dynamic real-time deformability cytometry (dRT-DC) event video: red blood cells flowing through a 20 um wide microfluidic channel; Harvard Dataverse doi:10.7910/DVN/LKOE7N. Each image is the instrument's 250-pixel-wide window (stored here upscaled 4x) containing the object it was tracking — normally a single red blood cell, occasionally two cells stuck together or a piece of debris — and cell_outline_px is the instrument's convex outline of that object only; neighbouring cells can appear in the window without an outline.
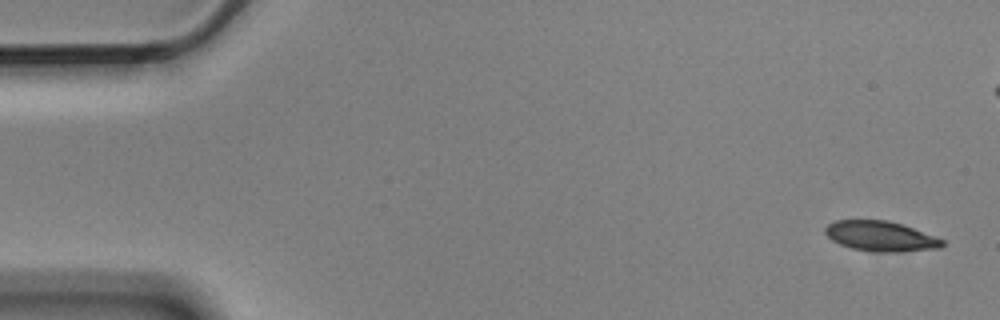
{"species": "Egyptian fruit bat (a non-hibernating species)", "species_latin": "Rousettus aegyptiacus", "temperature_condition": "cold", "stored_images_in_passage": 4, "camera_frame_rate_fps": 3000, "um_per_image_px": 0.085, "animal": {"sex": "male"}, "frame": {"image": 1, "passage_image": 1, "time_ms": 0.0, "image_size_px": [1000, 320], "cell_outline_px": [[944, 244], [940, 248], [900, 252], [876, 252], [852, 248], [840, 244], [832, 240], [824, 232], [824, 228], [828, 224], [836, 220], [888, 220], [912, 228], [944, 240]], "centroid_in_image_um": [74.83, 20.08], "position_along_channel_um": 10.2, "area_um2": 20.4}}